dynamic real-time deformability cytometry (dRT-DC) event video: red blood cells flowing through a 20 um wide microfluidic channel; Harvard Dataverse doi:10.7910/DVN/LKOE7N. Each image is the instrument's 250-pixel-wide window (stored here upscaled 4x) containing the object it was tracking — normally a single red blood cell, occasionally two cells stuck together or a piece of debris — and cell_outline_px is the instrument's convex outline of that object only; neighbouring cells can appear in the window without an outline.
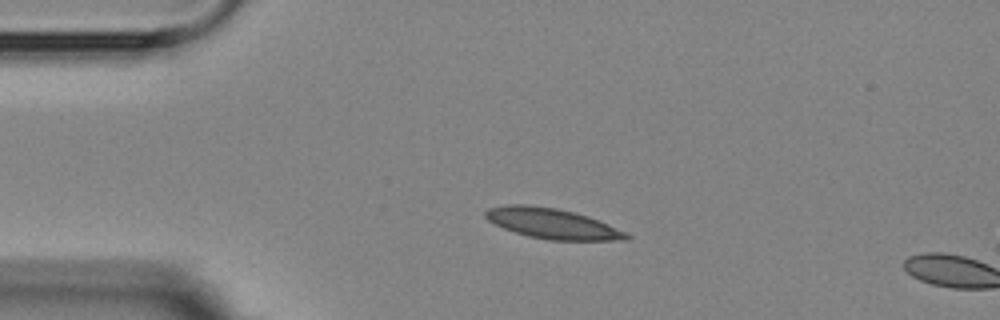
{"species": "Egyptian fruit bat (a non-hibernating species)", "species_latin": "Rousettus aegyptiacus", "temperature_condition": "room temperature", "stored_images_in_passage": 2, "camera_frame_rate_fps": 3000, "um_per_image_px": 0.085, "animal": {"sex": "female"}, "frame": {"image": 1, "passage_image": 1, "time_ms": 0.0, "image_size_px": [1000, 320], "cell_outline_px": [[632, 236], [628, 240], [548, 240], [528, 236], [504, 228], [488, 220], [484, 216], [484, 212], [488, 208], [508, 204], [528, 204], [556, 208], [588, 216], [608, 224]], "centroid_in_image_um": [46.92, 18.99], "position_along_channel_um": 38.1, "area_um2": 24.74}}